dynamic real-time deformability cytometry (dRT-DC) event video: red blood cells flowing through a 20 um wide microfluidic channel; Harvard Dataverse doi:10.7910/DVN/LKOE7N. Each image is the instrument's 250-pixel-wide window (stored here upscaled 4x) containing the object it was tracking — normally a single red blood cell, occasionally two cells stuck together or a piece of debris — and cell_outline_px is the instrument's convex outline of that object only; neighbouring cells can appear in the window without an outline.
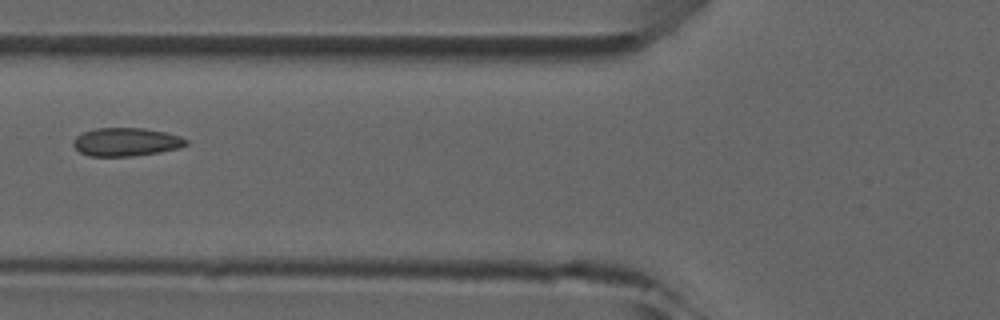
{"species": "common noctule bat (a hibernating species)", "species_latin": "Nyctalus noctula", "temperature_condition": "room temperature", "stored_images_in_passage": 5, "camera_frame_rate_fps": 3000, "um_per_image_px": 0.085, "animal": {"sex": "male", "forearm_length_mm": 52.5}, "frame": {"image": 1, "passage_image": 5, "time_ms": 5.333, "image_size_px": [1000, 320], "cell_outline_px": [[188, 144], [176, 148], [160, 152], [132, 156], [88, 156], [80, 152], [72, 144], [72, 140], [76, 136], [84, 132], [96, 128], [144, 128], [164, 132], [180, 136], [188, 140]], "centroid_in_image_um": [10.69, 12.06], "position_along_channel_um": 115.1, "area_um2": 18.55}}